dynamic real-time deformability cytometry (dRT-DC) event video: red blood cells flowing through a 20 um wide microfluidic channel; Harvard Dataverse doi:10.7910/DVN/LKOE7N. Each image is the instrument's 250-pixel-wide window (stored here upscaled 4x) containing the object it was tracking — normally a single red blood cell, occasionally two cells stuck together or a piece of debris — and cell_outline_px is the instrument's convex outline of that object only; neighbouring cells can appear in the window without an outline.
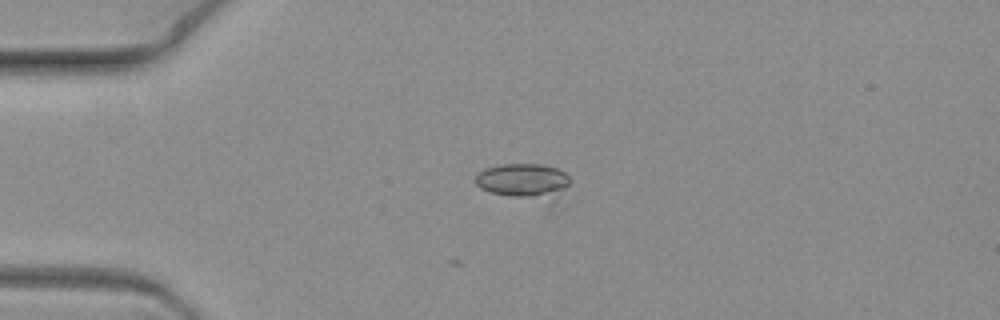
{"species": "common noctule bat (a hibernating species)", "species_latin": "Nyctalus noctula", "temperature_condition": "warm", "stored_images_in_passage": 5, "camera_frame_rate_fps": 3000, "um_per_image_px": 0.085, "animal": {"sex": "female", "body_mass_g": 19.3, "forearm_length_mm": 54.1}, "frame": {"image": 1, "passage_image": 1, "time_ms": 0.0, "image_size_px": [1000, 320], "cell_outline_px": [[568, 184], [556, 204], [548, 204], [492, 192], [480, 188], [476, 184], [476, 176], [484, 168], [500, 164], [544, 164], [556, 168], [564, 172], [568, 176]], "centroid_in_image_um": [44.6, 15.44], "position_along_channel_um": 40.4, "area_um2": 20.06}}